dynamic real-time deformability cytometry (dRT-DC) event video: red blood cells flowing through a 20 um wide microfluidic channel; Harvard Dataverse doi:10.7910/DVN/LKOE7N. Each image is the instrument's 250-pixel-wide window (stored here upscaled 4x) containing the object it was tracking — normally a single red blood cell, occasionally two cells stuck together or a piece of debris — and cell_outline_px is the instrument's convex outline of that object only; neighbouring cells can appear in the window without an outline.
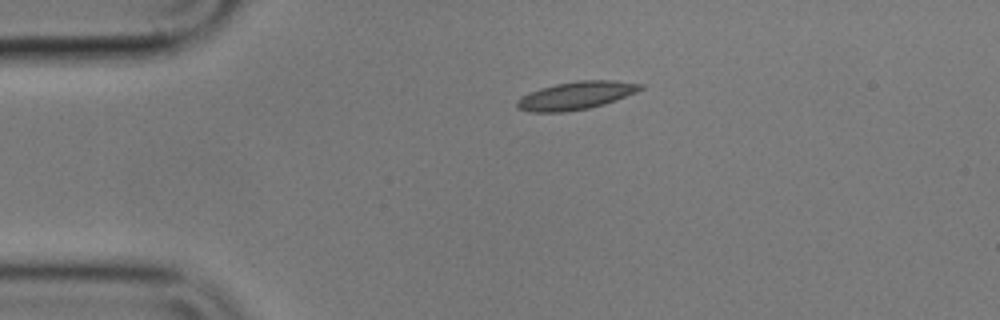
{"species": "common noctule bat (a hibernating species)", "species_latin": "Nyctalus noctula", "temperature_condition": "cold", "stored_images_in_passage": 45, "camera_frame_rate_fps": 3000, "um_per_image_px": 0.085, "animal": {"sex": "male", "body_mass_g": 17.9}, "frame": {"image": 1, "passage_image": 1, "time_ms": 0.0, "image_size_px": [1000, 320], "cell_outline_px": [[644, 88], [636, 92], [616, 100], [604, 104], [588, 108], [564, 112], [532, 112], [516, 108], [516, 100], [520, 96], [540, 88], [556, 84], [576, 80], [612, 80], [644, 84]], "centroid_in_image_um": [48.94, 8.11], "position_along_channel_um": 36.1, "area_um2": 20.17}}
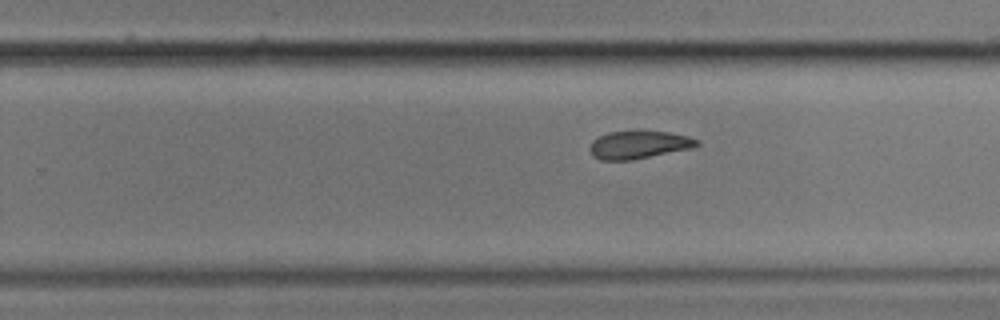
{"frame": {"image": 2, "passage_image": 24, "time_ms": 7.667, "image_size_px": [1000, 320], "cell_outline_px": [[700, 144], [692, 148], [632, 160], [600, 160], [592, 156], [588, 148], [592, 140], [608, 132], [636, 128], [668, 132], [688, 136], [700, 140]], "centroid_in_image_um": [54.27, 12.26], "position_along_channel_um": 275.5, "area_um2": 18.15}}
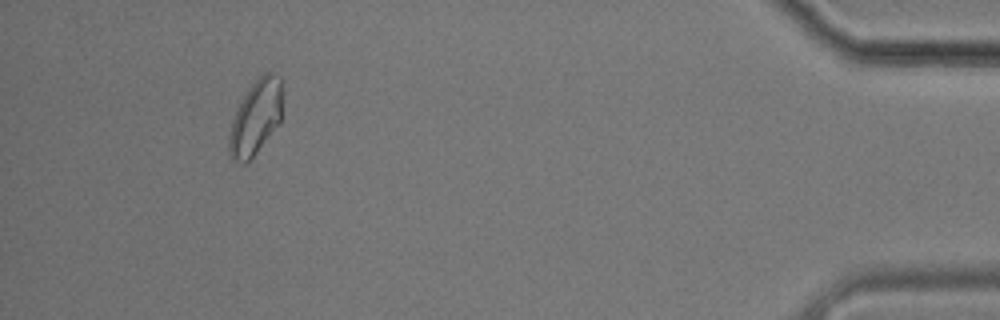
{"frame": {"image": 3, "passage_image": 41, "time_ms": 13.333, "image_size_px": [1000, 320], "cell_outline_px": [[284, 92], [280, 124], [248, 164], [244, 164], [232, 160], [228, 156], [228, 136], [232, 120], [240, 100], [248, 88], [264, 72], [272, 72], [280, 76]], "centroid_in_image_um": [21.75, 10.01], "position_along_channel_um": 413.4, "area_um2": 24.16}, "authors_computed_cell_mechanics": {"area_um2": 18.785, "velocity_mm_per_s": 3.5553, "shape_relaxation_time_tau1_ms": 2.9638, "shape_relaxation_time_tau2_ms": 4.0211, "deformation_change_tau1": 0.1071, "deformation_change_tau2": 0.0717}}